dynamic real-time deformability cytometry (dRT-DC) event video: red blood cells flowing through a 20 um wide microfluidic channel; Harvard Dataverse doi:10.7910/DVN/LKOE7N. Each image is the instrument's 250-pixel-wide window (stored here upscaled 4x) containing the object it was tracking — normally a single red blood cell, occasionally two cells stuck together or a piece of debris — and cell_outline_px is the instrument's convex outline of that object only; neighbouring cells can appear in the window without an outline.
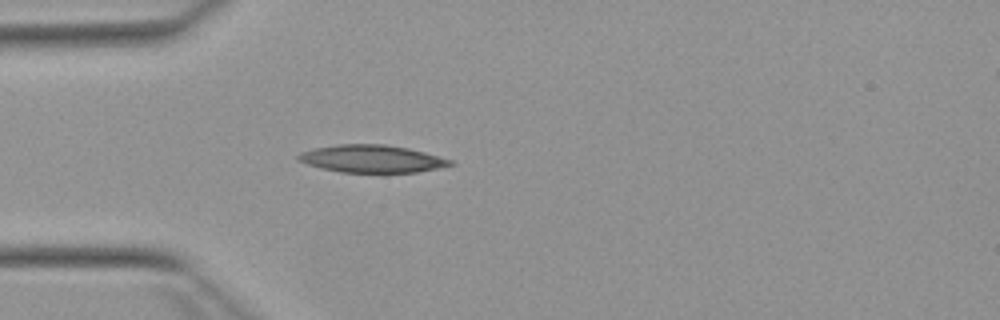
{"species": "Egyptian fruit bat (a non-hibernating species)", "species_latin": "Rousettus aegyptiacus", "temperature_condition": "warm", "stored_images_in_passage": 37, "camera_frame_rate_fps": 3000, "um_per_image_px": 0.085, "animal": {"sex": "female"}, "frame": {"image": 1, "passage_image": 7, "time_ms": 2.0, "image_size_px": [1000, 320], "cell_outline_px": [[456, 164], [440, 168], [416, 172], [340, 172], [320, 168], [296, 160], [296, 156], [300, 152], [316, 148], [340, 144], [384, 144], [408, 148], [424, 152], [452, 160]], "centroid_in_image_um": [31.6, 13.5], "position_along_channel_um": 53.4, "area_um2": 24.33}}
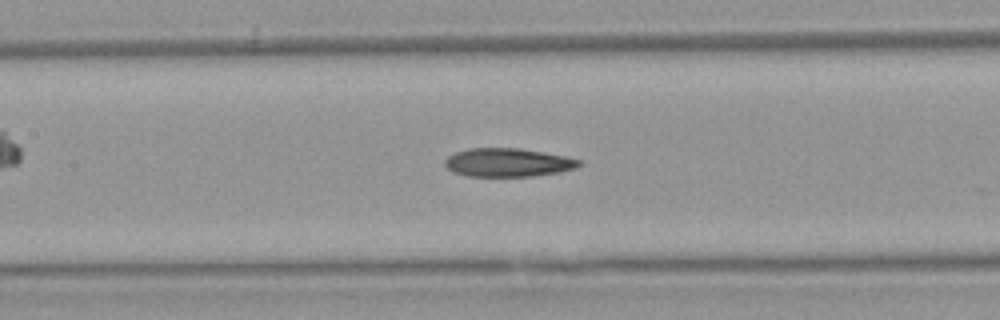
{"frame": {"image": 2, "passage_image": 16, "time_ms": 5.0, "image_size_px": [1000, 320], "cell_outline_px": [[584, 164], [576, 168], [560, 172], [532, 176], [468, 176], [452, 172], [444, 164], [444, 160], [448, 156], [456, 152], [468, 148], [520, 148], [568, 156], [584, 160]], "centroid_in_image_um": [43.23, 13.81], "position_along_channel_um": 164.2, "area_um2": 22.6}}
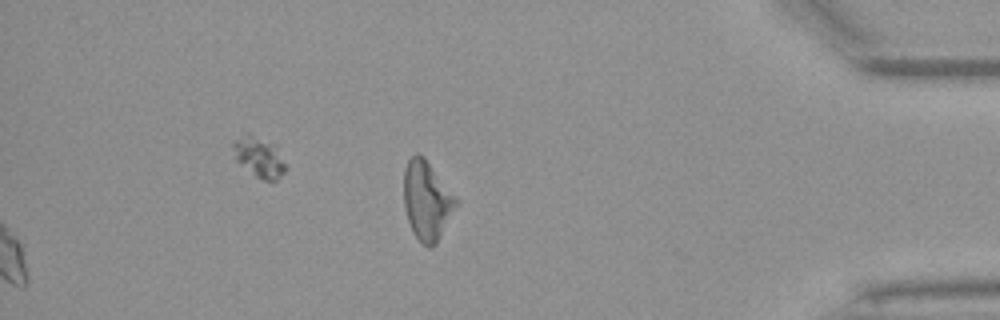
{"frame": {"image": 3, "passage_image": 37, "time_ms": 12.0, "image_size_px": [1000, 320], "cell_outline_px": [[456, 204], [436, 244], [432, 248], [428, 248], [412, 232], [404, 208], [404, 168], [408, 160], [416, 152], [424, 156], [456, 200]], "centroid_in_image_um": [36.22, 17.04], "position_along_channel_um": 399.0, "area_um2": 23.29}, "authors_computed_cell_mechanics": {"area_um2": 23.2934, "velocity_mm_per_s": 3.919, "shape_relaxation_time_tau1_ms": null, "shape_relaxation_time_tau2_ms": 6.7448, "deformation_change_tau1": null, "deformation_change_tau2": 0.2088}}